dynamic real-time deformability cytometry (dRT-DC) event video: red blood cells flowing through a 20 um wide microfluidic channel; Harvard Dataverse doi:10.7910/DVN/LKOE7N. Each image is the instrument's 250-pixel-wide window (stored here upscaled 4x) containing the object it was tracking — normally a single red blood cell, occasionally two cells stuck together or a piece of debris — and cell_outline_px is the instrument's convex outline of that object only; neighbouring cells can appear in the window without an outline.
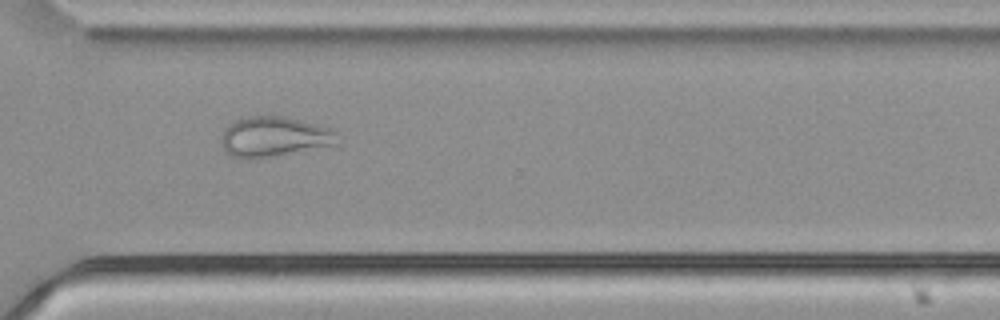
{"species": "common noctule bat (a hibernating species)", "species_latin": "Nyctalus noctula", "temperature_condition": "cold", "stored_images_in_passage": 50, "camera_frame_rate_fps": 3000, "um_per_image_px": 0.085, "animal": {"sex": "male", "body_mass_g": 21.5, "forearm_length_mm": 52.0}, "frame": {"image": 1, "passage_image": 36, "time_ms": 11.667, "image_size_px": [1000, 320], "cell_outline_px": [[336, 144], [252, 160], [232, 156], [224, 152], [220, 140], [224, 128], [236, 120], [248, 116], [284, 116], [332, 128], [336, 132]], "centroid_in_image_um": [23.24, 11.63], "position_along_channel_um": 347.4, "area_um2": 27.11}}
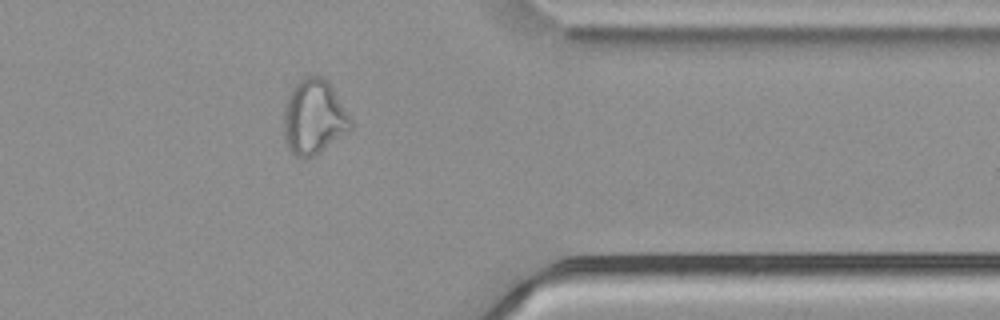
{"frame": {"image": 2, "passage_image": 40, "time_ms": 13.0, "image_size_px": [1000, 320], "cell_outline_px": [[352, 128], [320, 152], [312, 156], [296, 156], [288, 148], [284, 140], [284, 108], [288, 96], [292, 88], [304, 76], [324, 76], [328, 80], [348, 112], [352, 120]], "centroid_in_image_um": [26.68, 9.92], "position_along_channel_um": 384.7, "area_um2": 29.07}}
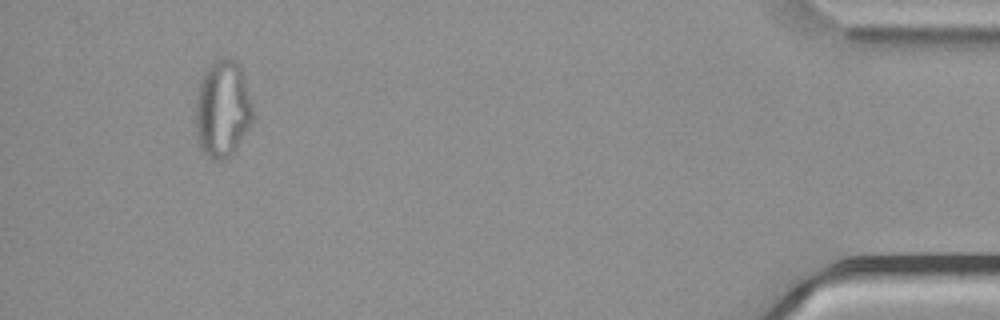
{"frame": {"image": 3, "passage_image": 47, "time_ms": 15.333, "image_size_px": [1000, 320], "cell_outline_px": [[252, 120], [248, 128], [232, 152], [224, 160], [212, 160], [200, 148], [196, 136], [196, 96], [200, 76], [216, 60], [224, 56], [228, 56], [236, 60], [240, 64], [244, 76], [252, 108]], "centroid_in_image_um": [18.88, 9.21], "position_along_channel_um": 416.3, "area_um2": 32.31}}